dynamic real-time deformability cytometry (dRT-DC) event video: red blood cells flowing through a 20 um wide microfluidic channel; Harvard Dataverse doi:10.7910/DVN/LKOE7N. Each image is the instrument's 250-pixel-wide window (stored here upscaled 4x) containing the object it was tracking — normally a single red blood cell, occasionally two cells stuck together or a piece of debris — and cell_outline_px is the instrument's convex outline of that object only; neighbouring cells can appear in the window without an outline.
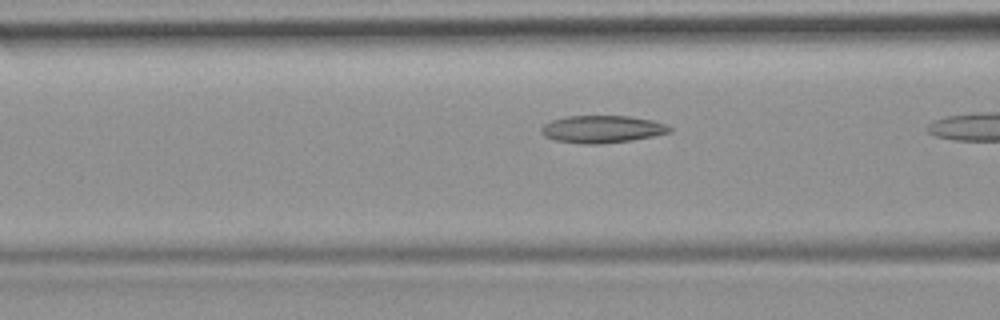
{"species": "common noctule bat (a hibernating species)", "species_latin": "Nyctalus noctula", "temperature_condition": "room temperature", "stored_images_in_passage": 6, "camera_frame_rate_fps": 3000, "um_per_image_px": 0.085, "animal": {"sex": "female", "body_mass_g": 19.9}, "frame": {"image": 1, "passage_image": 5, "time_ms": 1.333, "image_size_px": [1000, 320], "cell_outline_px": [[672, 132], [632, 140], [600, 144], [584, 144], [556, 140], [544, 136], [540, 132], [540, 128], [544, 124], [552, 120], [564, 116], [628, 116], [652, 120], [664, 124], [672, 128]], "centroid_in_image_um": [51.15, 10.98], "position_along_channel_um": 115.4, "area_um2": 20.46}}